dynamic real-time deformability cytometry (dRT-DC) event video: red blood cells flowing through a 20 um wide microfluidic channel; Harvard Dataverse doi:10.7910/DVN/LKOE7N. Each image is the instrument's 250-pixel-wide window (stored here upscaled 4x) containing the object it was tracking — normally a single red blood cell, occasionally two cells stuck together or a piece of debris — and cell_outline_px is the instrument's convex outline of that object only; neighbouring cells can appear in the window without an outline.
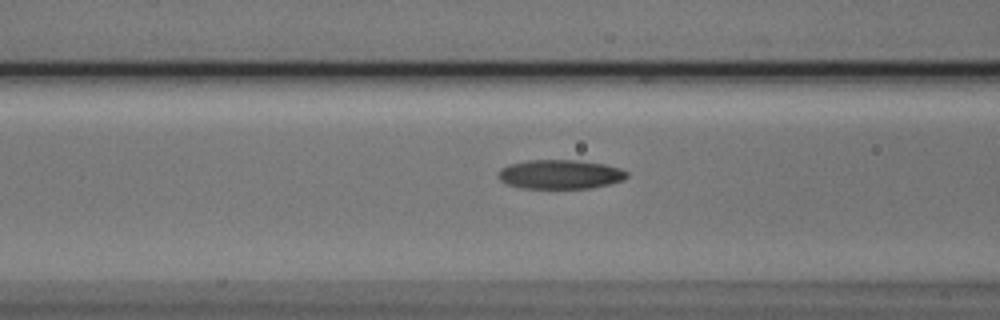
{"species": "Egyptian fruit bat (a non-hibernating species)", "species_latin": "Rousettus aegyptiacus", "temperature_condition": "cold", "stored_images_in_passage": 18, "camera_frame_rate_fps": 3000, "um_per_image_px": 0.085, "animal": {"sex": "male"}, "frame": {"image": 1, "passage_image": 16, "time_ms": 5.0, "image_size_px": [1000, 320], "cell_outline_px": [[628, 176], [624, 180], [592, 188], [524, 188], [508, 184], [500, 180], [496, 176], [500, 168], [508, 164], [528, 160], [576, 160], [604, 164], [620, 168], [628, 172]], "centroid_in_image_um": [47.6, 14.81], "position_along_channel_um": 119.0, "area_um2": 21.96}}